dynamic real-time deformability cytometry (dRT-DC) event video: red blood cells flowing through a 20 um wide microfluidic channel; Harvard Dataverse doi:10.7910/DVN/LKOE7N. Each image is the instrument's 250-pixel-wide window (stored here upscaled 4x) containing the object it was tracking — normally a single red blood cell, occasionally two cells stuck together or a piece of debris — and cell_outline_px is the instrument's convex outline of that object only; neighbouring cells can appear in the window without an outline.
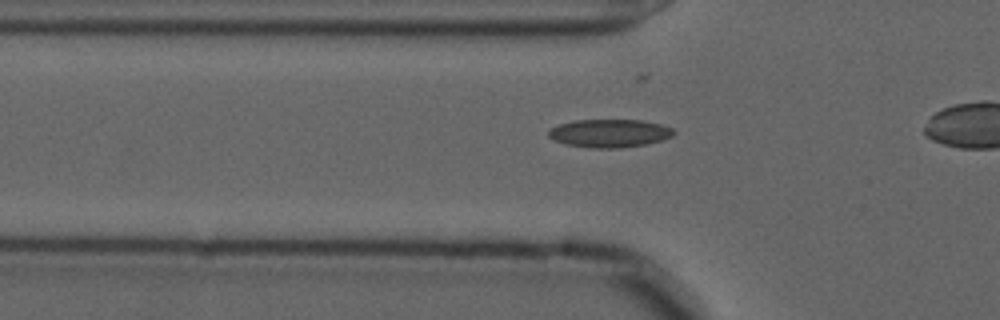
{"species": "common noctule bat (a hibernating species)", "species_latin": "Nyctalus noctula", "temperature_condition": "cold", "stored_images_in_passage": 27, "camera_frame_rate_fps": 3000, "um_per_image_px": 0.085, "animal": {"sex": "male", "forearm_length_mm": 52.5}, "frame": {"image": 1, "passage_image": 14, "time_ms": 4.333, "image_size_px": [1000, 320], "cell_outline_px": [[676, 132], [672, 136], [660, 140], [644, 144], [620, 148], [588, 148], [564, 144], [548, 136], [548, 132], [552, 128], [560, 124], [576, 120], [644, 120], [660, 124], [672, 128]], "centroid_in_image_um": [51.81, 11.33], "position_along_channel_um": 74.0, "area_um2": 20.4}}
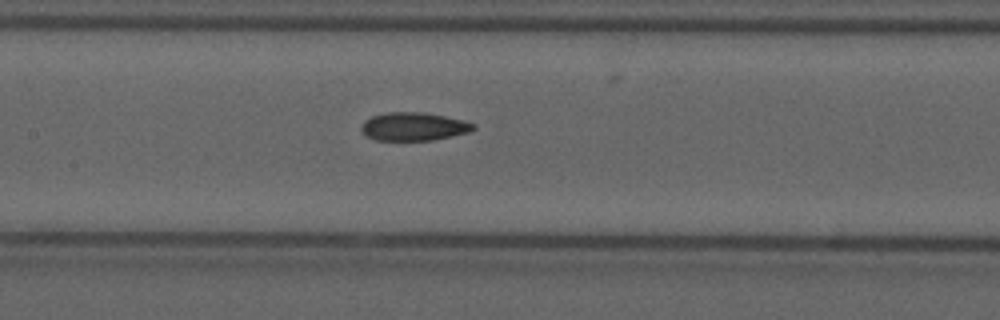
{"frame": {"image": 2, "passage_image": 22, "time_ms": 7.0, "image_size_px": [1000, 320], "cell_outline_px": [[476, 128], [468, 132], [452, 136], [432, 140], [376, 140], [368, 136], [360, 128], [364, 120], [372, 116], [384, 112], [424, 112], [464, 120], [476, 124]], "centroid_in_image_um": [35.17, 10.74], "position_along_channel_um": 172.2, "area_um2": 18.44}}
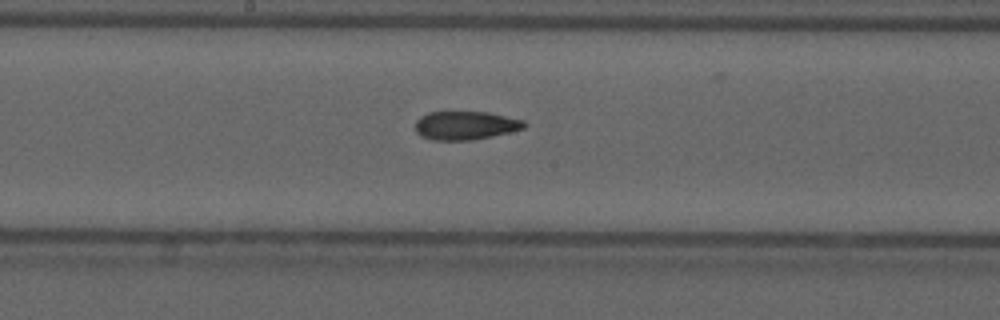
{"frame": {"image": 3, "passage_image": 25, "time_ms": 8.0, "image_size_px": [1000, 320], "cell_outline_px": [[524, 128], [492, 136], [472, 140], [432, 140], [420, 136], [416, 132], [416, 120], [420, 116], [428, 112], [488, 112], [524, 120]], "centroid_in_image_um": [39.52, 10.66], "position_along_channel_um": 208.7, "area_um2": 18.03}}